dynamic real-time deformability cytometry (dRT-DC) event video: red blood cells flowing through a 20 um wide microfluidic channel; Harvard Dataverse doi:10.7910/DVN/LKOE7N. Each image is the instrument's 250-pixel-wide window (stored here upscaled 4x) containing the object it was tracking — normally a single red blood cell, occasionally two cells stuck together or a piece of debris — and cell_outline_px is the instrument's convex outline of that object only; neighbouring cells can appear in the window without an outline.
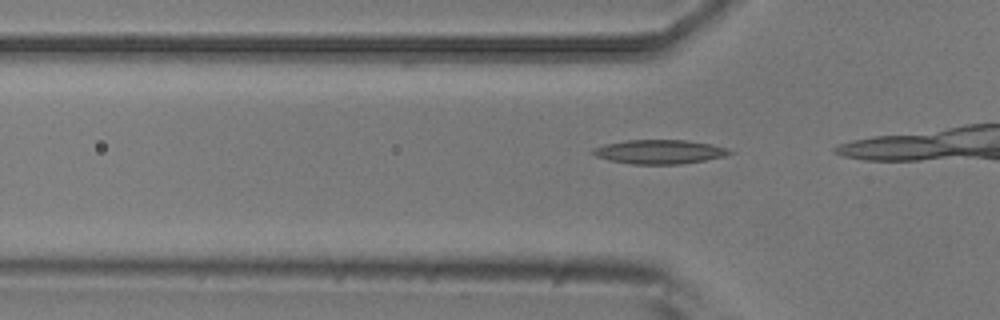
{"species": "common noctule bat (a hibernating species)", "species_latin": "Nyctalus noctula", "temperature_condition": "room temperature", "stored_images_in_passage": 10, "camera_frame_rate_fps": 3000, "um_per_image_px": 0.085, "animal": {"sex": "male", "body_mass_g": 20.5, "forearm_length_mm": 52.5}, "frame": {"image": 1, "passage_image": 7, "time_ms": 2.0, "image_size_px": [1000, 320], "cell_outline_px": [[736, 152], [724, 156], [704, 160], [680, 164], [632, 164], [608, 160], [596, 156], [592, 152], [592, 148], [604, 144], [624, 140], [688, 140], [712, 144], [728, 148]], "centroid_in_image_um": [56.06, 12.89], "position_along_channel_um": 69.7, "area_um2": 19.31}}